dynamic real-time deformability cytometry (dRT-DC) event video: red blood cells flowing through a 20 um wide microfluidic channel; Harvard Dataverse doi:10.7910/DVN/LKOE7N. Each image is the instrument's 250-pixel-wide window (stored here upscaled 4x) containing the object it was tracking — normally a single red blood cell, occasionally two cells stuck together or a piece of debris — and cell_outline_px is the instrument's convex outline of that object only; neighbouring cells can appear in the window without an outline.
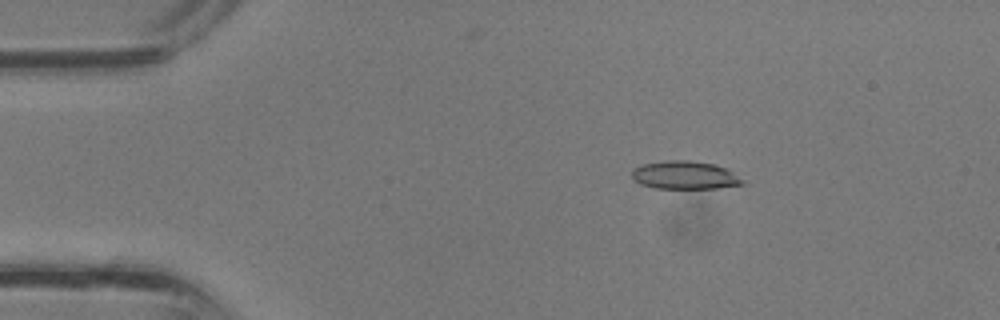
{"species": "common noctule bat (a hibernating species)", "species_latin": "Nyctalus noctula", "temperature_condition": "room temperature", "stored_images_in_passage": 37, "camera_frame_rate_fps": 3000, "um_per_image_px": 0.085, "animal": {"sex": "male", "body_mass_g": 13.3}, "frame": {"image": 1, "passage_image": 6, "time_ms": 1.667, "image_size_px": [1000, 320], "cell_outline_px": [[744, 184], [720, 188], [656, 188], [640, 184], [632, 180], [632, 168], [644, 164], [664, 160], [688, 160], [712, 164], [728, 168], [744, 180]], "centroid_in_image_um": [58.2, 14.89], "position_along_channel_um": 26.8, "area_um2": 18.26}}
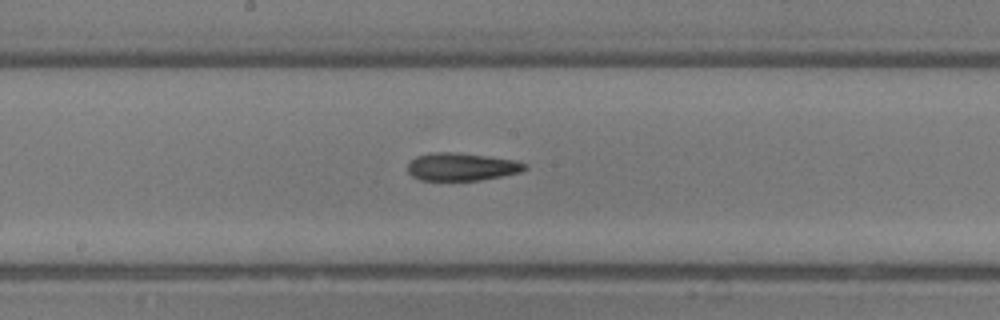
{"frame": {"image": 2, "passage_image": 19, "time_ms": 6.0, "image_size_px": [1000, 320], "cell_outline_px": [[528, 168], [520, 172], [480, 180], [420, 180], [412, 176], [408, 172], [408, 164], [416, 156], [436, 152], [448, 152], [484, 156], [512, 160], [528, 164]], "centroid_in_image_um": [39.22, 14.19], "position_along_channel_um": 209.0, "area_um2": 18.61}}
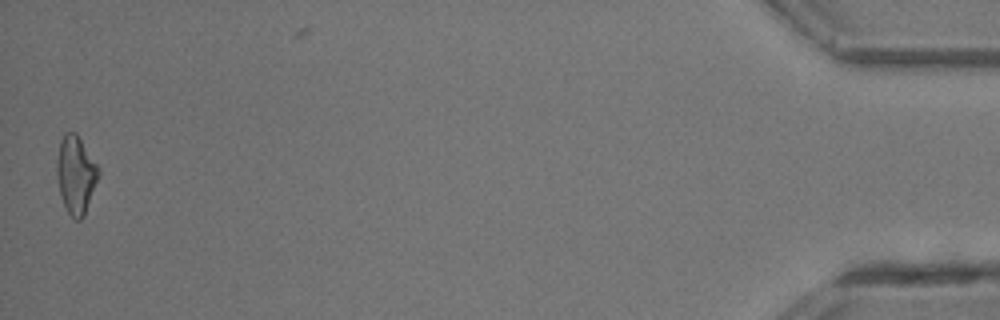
{"frame": {"image": 3, "passage_image": 36, "time_ms": 11.667, "image_size_px": [1000, 320], "cell_outline_px": [[100, 172], [84, 216], [80, 220], [72, 220], [64, 204], [60, 192], [56, 172], [56, 164], [60, 144], [64, 136], [68, 132], [76, 132], [96, 164]], "centroid_in_image_um": [6.44, 14.89], "position_along_channel_um": 428.8, "area_um2": 18.44}}